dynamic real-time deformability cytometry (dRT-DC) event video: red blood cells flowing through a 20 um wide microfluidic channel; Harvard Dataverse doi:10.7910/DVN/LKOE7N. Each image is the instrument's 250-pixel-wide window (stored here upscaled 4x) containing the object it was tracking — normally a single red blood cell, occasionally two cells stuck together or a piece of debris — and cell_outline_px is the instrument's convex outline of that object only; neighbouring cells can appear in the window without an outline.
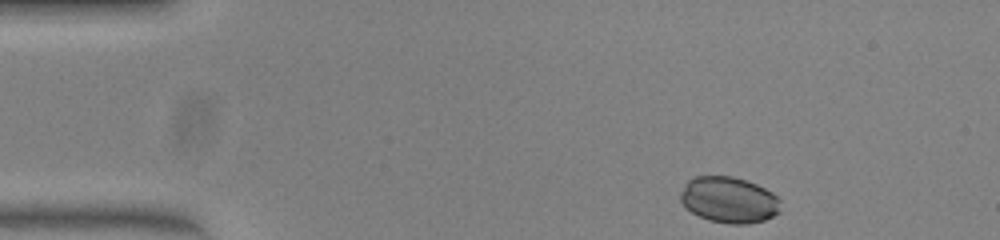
{"species": "common noctule bat (a hibernating species)", "species_latin": "Nyctalus noctula", "temperature_condition": "warm", "stored_images_in_passage": 45, "camera_frame_rate_fps": 3000, "um_per_image_px": 0.085, "animal": {"sex": "female", "body_mass_g": 23.0, "forearm_length_mm": 53.4}, "frame": {"image": 1, "passage_image": 1, "time_ms": 0.0, "image_size_px": [1000, 240], "cell_outline_px": [[780, 212], [764, 220], [748, 224], [728, 224], [708, 220], [692, 212], [680, 200], [680, 192], [684, 184], [688, 180], [696, 176], [732, 176], [756, 184], [772, 192], [780, 200]], "centroid_in_image_um": [61.96, 16.99], "position_along_channel_um": 23.0, "area_um2": 26.88}}
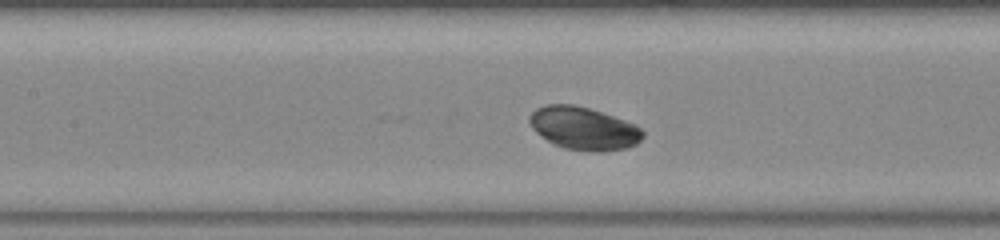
{"frame": {"image": 2, "passage_image": 17, "time_ms": 5.333, "image_size_px": [1000, 240], "cell_outline_px": [[644, 136], [636, 144], [628, 148], [604, 152], [592, 152], [564, 148], [552, 144], [536, 132], [532, 128], [528, 120], [528, 116], [536, 108], [548, 104], [572, 104], [588, 108], [636, 124], [644, 132]], "centroid_in_image_um": [49.6, 10.93], "position_along_channel_um": 157.8, "area_um2": 28.44}}
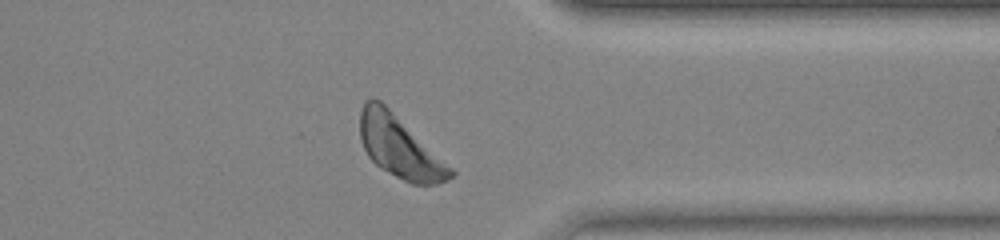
{"frame": {"image": 3, "passage_image": 34, "time_ms": 11.0, "image_size_px": [1000, 240], "cell_outline_px": [[456, 172], [452, 176], [436, 184], [412, 184], [380, 168], [368, 156], [360, 140], [360, 112], [364, 104], [372, 96], [380, 100], [452, 168]], "centroid_in_image_um": [33.93, 12.48], "position_along_channel_um": 377.5, "area_um2": 31.85}, "authors_computed_cell_mechanics": {"area_um2": 28.9578, "velocity_mm_per_s": 4.0043, "shape_relaxation_time_tau1_ms": 0.5329, "shape_relaxation_time_tau2_ms": null, "deformation_change_tau1": 0.0273, "deformation_change_tau2": null}}